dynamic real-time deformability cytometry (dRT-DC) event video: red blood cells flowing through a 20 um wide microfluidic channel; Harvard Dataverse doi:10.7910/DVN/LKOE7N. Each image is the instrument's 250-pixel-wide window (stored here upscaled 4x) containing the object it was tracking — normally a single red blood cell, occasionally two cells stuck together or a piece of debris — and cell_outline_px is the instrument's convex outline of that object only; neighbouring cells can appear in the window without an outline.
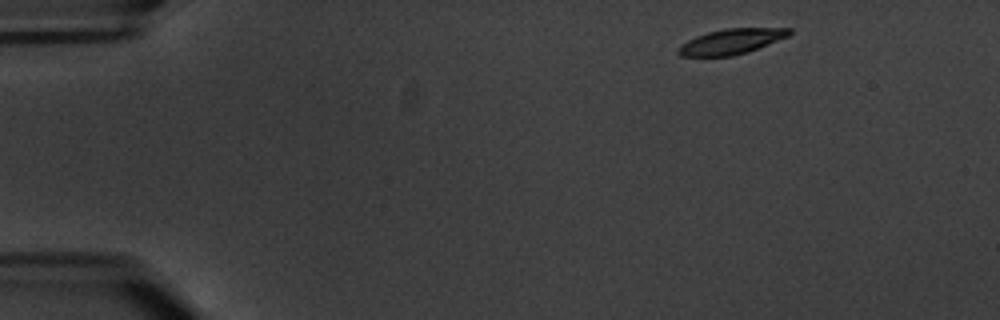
{"species": "common noctule bat (a hibernating species)", "species_latin": "Nyctalus noctula", "temperature_condition": "warm", "stored_images_in_passage": 4, "camera_frame_rate_fps": 3000, "um_per_image_px": 0.085, "animal": {"sex": "male", "body_mass_g": 20.1, "forearm_length_mm": 53.5}, "frame": {"image": 1, "passage_image": 1, "time_ms": 0.0, "image_size_px": [1000, 320], "cell_outline_px": [[792, 32], [788, 36], [748, 52], [732, 56], [680, 56], [676, 52], [676, 48], [680, 44], [696, 36], [708, 32], [724, 28], [792, 28]], "centroid_in_image_um": [62.12, 3.53], "position_along_channel_um": 22.9, "area_um2": 16.42}}
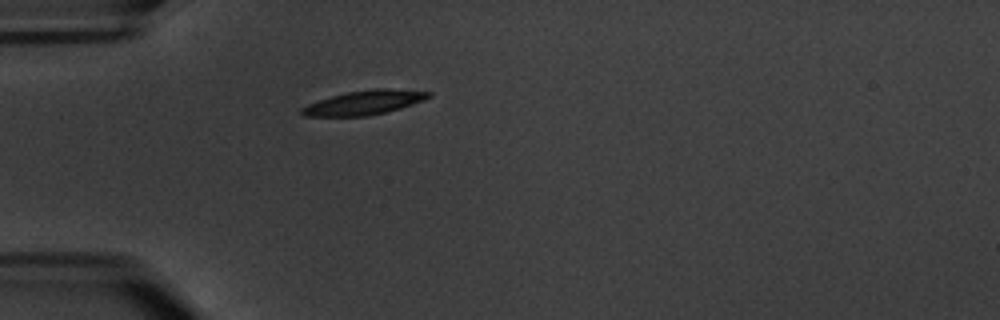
{"frame": {"image": 2, "passage_image": 4, "time_ms": 3.333, "image_size_px": [1000, 320], "cell_outline_px": [[432, 96], [424, 100], [384, 112], [368, 116], [304, 116], [300, 112], [300, 108], [308, 104], [332, 96], [348, 92], [376, 88], [392, 88], [432, 92]], "centroid_in_image_um": [30.96, 8.71], "position_along_channel_um": 54.0, "area_um2": 17.69}}